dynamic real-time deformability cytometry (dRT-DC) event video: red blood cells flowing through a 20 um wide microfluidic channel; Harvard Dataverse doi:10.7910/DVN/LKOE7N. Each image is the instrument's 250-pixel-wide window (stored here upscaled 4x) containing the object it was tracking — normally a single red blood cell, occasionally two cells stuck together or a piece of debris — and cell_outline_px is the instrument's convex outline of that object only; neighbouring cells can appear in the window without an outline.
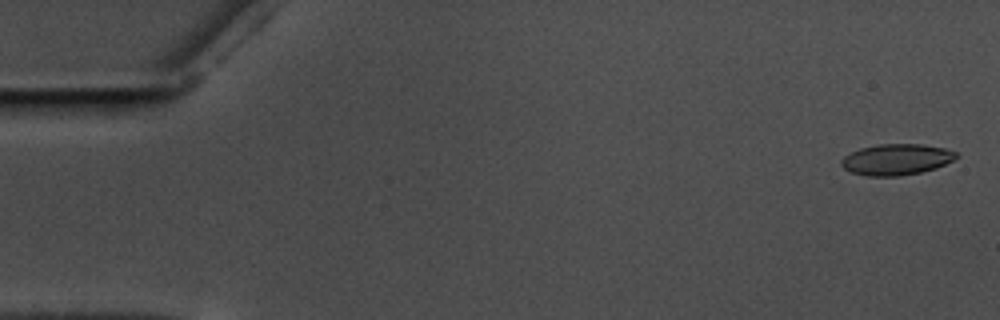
{"species": "common noctule bat (a hibernating species)", "species_latin": "Nyctalus noctula", "temperature_condition": "warm", "stored_images_in_passage": 58, "camera_frame_rate_fps": 3000, "um_per_image_px": 0.085, "animal": {"sex": "male", "body_mass_g": 17.5, "forearm_length_mm": 52.3}, "frame": {"image": 1, "passage_image": 2, "time_ms": 0.333, "image_size_px": [1000, 320], "cell_outline_px": [[960, 156], [936, 168], [920, 172], [900, 176], [868, 176], [852, 172], [844, 168], [840, 164], [840, 160], [844, 156], [860, 148], [880, 144], [920, 144], [944, 148], [956, 152]], "centroid_in_image_um": [76.19, 13.55], "position_along_channel_um": 8.8, "area_um2": 20.69}}
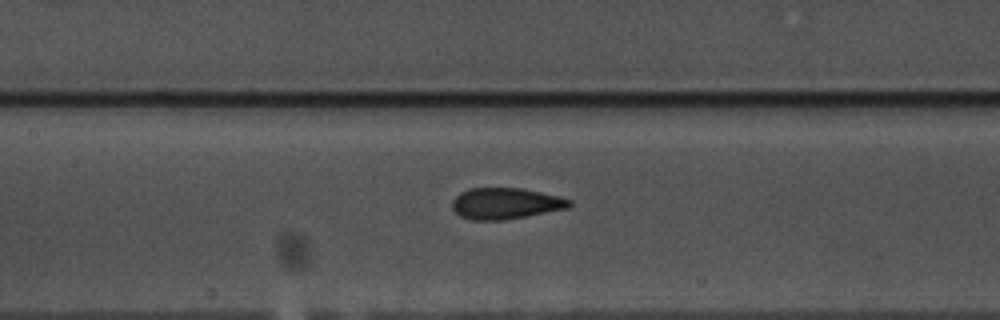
{"frame": {"image": 2, "passage_image": 27, "time_ms": 8.667, "image_size_px": [1000, 320], "cell_outline_px": [[572, 204], [568, 208], [504, 220], [472, 220], [460, 216], [452, 208], [452, 200], [460, 192], [468, 188], [520, 188], [560, 196], [572, 200]], "centroid_in_image_um": [42.96, 17.29], "position_along_channel_um": 164.4, "area_um2": 21.33}}
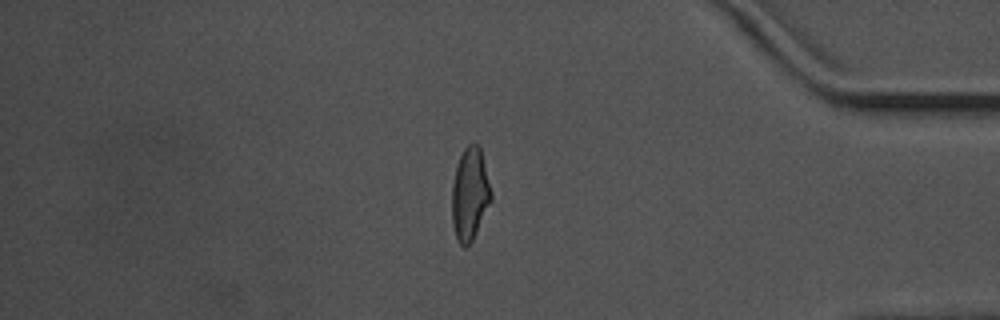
{"frame": {"image": 3, "passage_image": 49, "time_ms": 16.0, "image_size_px": [1000, 320], "cell_outline_px": [[492, 200], [472, 240], [464, 248], [456, 240], [452, 224], [452, 184], [456, 168], [460, 156], [464, 148], [468, 144], [480, 144], [492, 192]], "centroid_in_image_um": [39.94, 16.49], "position_along_channel_um": 395.3, "area_um2": 21.27}, "authors_computed_cell_mechanics": {"area_um2": 21.097, "velocity_mm_per_s": 3.5609, "shape_relaxation_time_tau1_ms": 4.6814, "shape_relaxation_time_tau2_ms": 1.3315, "deformation_change_tau1": 0.1429, "deformation_change_tau2": 0.0508}}